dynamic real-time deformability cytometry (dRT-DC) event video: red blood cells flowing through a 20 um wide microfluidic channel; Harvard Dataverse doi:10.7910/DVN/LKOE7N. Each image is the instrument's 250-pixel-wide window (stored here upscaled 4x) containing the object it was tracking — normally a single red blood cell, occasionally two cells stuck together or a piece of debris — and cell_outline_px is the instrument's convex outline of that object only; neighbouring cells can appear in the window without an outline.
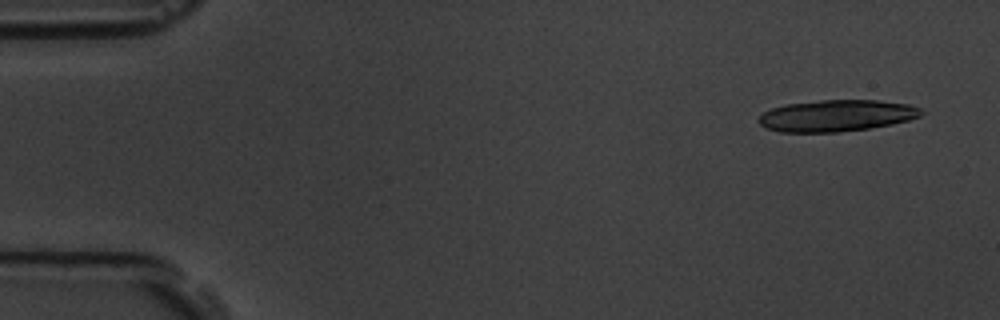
{"species": "common noctule bat (a hibernating species)", "species_latin": "Nyctalus noctula", "temperature_condition": "room temperature", "stored_images_in_passage": 5, "camera_frame_rate_fps": 3000, "um_per_image_px": 0.085, "animal": {"sex": "male", "body_mass_g": 19.5, "forearm_length_mm": 54.6}, "frame": {"image": 1, "passage_image": 1, "time_ms": 0.0, "image_size_px": [1000, 320], "cell_outline_px": [[924, 112], [920, 116], [908, 120], [892, 124], [868, 128], [836, 132], [780, 132], [764, 128], [756, 120], [764, 112], [772, 108], [788, 104], [820, 100], [876, 100], [908, 104], [920, 108]], "centroid_in_image_um": [71.08, 9.83], "position_along_channel_um": 13.9, "area_um2": 29.82}}